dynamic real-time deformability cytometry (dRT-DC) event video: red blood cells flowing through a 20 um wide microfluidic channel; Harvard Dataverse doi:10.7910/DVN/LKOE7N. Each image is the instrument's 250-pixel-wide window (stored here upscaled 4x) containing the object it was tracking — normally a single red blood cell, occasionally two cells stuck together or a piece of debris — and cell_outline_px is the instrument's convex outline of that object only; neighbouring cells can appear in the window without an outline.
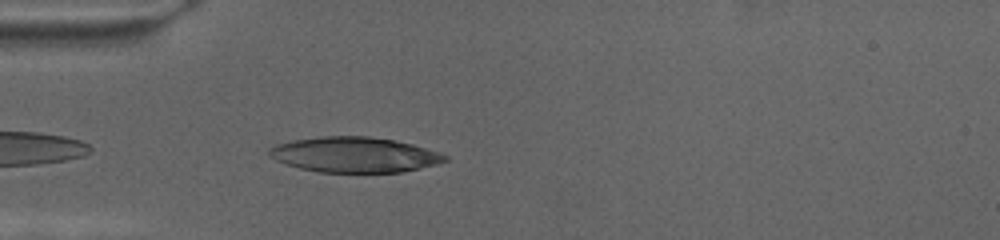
{"species": "human", "species_latin": "Homo sapiens", "temperature_condition": "cold", "stored_images_in_passage": 33, "camera_frame_rate_fps": 3000, "um_per_image_px": 0.085, "donor": {"sex": "female"}, "frame": {"image": 1, "passage_image": 3, "time_ms": 0.667, "image_size_px": [1000, 240], "cell_outline_px": [[448, 160], [436, 164], [420, 168], [400, 172], [320, 172], [300, 168], [276, 160], [268, 156], [268, 148], [276, 144], [292, 140], [320, 136], [368, 136], [392, 140], [412, 144], [440, 152], [448, 156]], "centroid_in_image_um": [30.11, 13.14], "position_along_channel_um": 54.9, "area_um2": 36.13}}
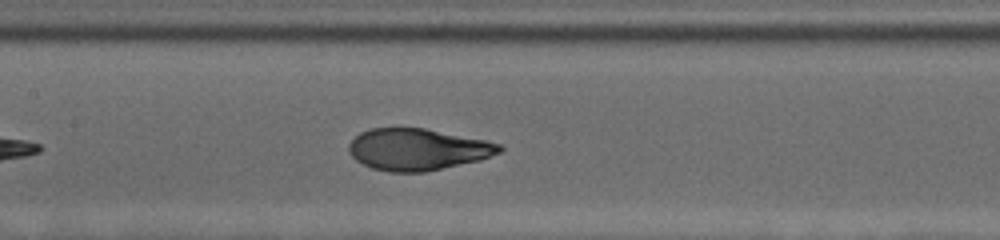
{"frame": {"image": 2, "passage_image": 16, "time_ms": 5.0, "image_size_px": [1000, 240], "cell_outline_px": [[504, 148], [500, 152], [480, 160], [424, 172], [388, 172], [372, 168], [356, 160], [348, 152], [348, 144], [360, 132], [372, 128], [424, 128], [484, 140], [500, 144]], "centroid_in_image_um": [35.47, 12.7], "position_along_channel_um": 171.9, "area_um2": 36.36}}
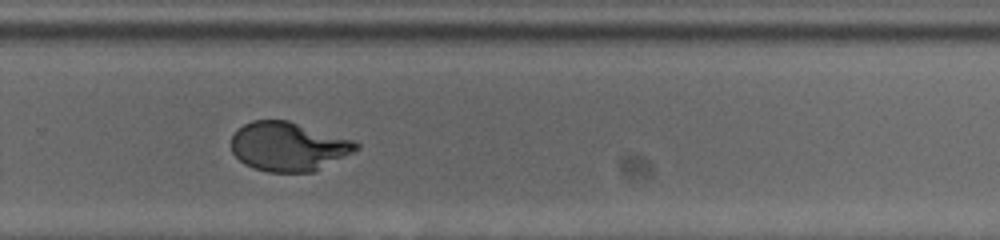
{"frame": {"image": 3, "passage_image": 30, "time_ms": 9.667, "image_size_px": [1000, 240], "cell_outline_px": [[360, 148], [356, 152], [316, 172], [268, 172], [252, 168], [244, 164], [232, 152], [232, 136], [244, 124], [252, 120], [288, 120], [352, 140], [360, 144]], "centroid_in_image_um": [24.55, 12.47], "position_along_channel_um": 305.2, "area_um2": 35.89}}